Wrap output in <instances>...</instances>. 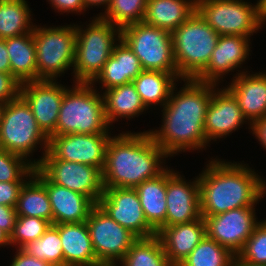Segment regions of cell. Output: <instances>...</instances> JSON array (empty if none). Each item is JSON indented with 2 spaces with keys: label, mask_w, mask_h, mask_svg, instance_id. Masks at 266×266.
<instances>
[{
  "label": "cell",
  "mask_w": 266,
  "mask_h": 266,
  "mask_svg": "<svg viewBox=\"0 0 266 266\" xmlns=\"http://www.w3.org/2000/svg\"><path fill=\"white\" fill-rule=\"evenodd\" d=\"M17 218L15 207L0 204V228L10 236Z\"/></svg>",
  "instance_id": "cell-43"
},
{
  "label": "cell",
  "mask_w": 266,
  "mask_h": 266,
  "mask_svg": "<svg viewBox=\"0 0 266 266\" xmlns=\"http://www.w3.org/2000/svg\"><path fill=\"white\" fill-rule=\"evenodd\" d=\"M37 168L52 183L87 196L94 204L104 192L102 171L98 167L57 159L48 150Z\"/></svg>",
  "instance_id": "cell-12"
},
{
  "label": "cell",
  "mask_w": 266,
  "mask_h": 266,
  "mask_svg": "<svg viewBox=\"0 0 266 266\" xmlns=\"http://www.w3.org/2000/svg\"><path fill=\"white\" fill-rule=\"evenodd\" d=\"M111 135L75 133L51 136L48 150L57 159L91 165L103 171Z\"/></svg>",
  "instance_id": "cell-15"
},
{
  "label": "cell",
  "mask_w": 266,
  "mask_h": 266,
  "mask_svg": "<svg viewBox=\"0 0 266 266\" xmlns=\"http://www.w3.org/2000/svg\"><path fill=\"white\" fill-rule=\"evenodd\" d=\"M226 88L234 95L250 125L266 116V71L238 73Z\"/></svg>",
  "instance_id": "cell-21"
},
{
  "label": "cell",
  "mask_w": 266,
  "mask_h": 266,
  "mask_svg": "<svg viewBox=\"0 0 266 266\" xmlns=\"http://www.w3.org/2000/svg\"><path fill=\"white\" fill-rule=\"evenodd\" d=\"M34 171L28 160L0 148V182L27 181Z\"/></svg>",
  "instance_id": "cell-37"
},
{
  "label": "cell",
  "mask_w": 266,
  "mask_h": 266,
  "mask_svg": "<svg viewBox=\"0 0 266 266\" xmlns=\"http://www.w3.org/2000/svg\"><path fill=\"white\" fill-rule=\"evenodd\" d=\"M34 175L45 185L53 214V225L86 222L95 205L87 196L52 183L37 167Z\"/></svg>",
  "instance_id": "cell-20"
},
{
  "label": "cell",
  "mask_w": 266,
  "mask_h": 266,
  "mask_svg": "<svg viewBox=\"0 0 266 266\" xmlns=\"http://www.w3.org/2000/svg\"><path fill=\"white\" fill-rule=\"evenodd\" d=\"M11 74L22 84L37 81L36 46L33 32L5 39Z\"/></svg>",
  "instance_id": "cell-28"
},
{
  "label": "cell",
  "mask_w": 266,
  "mask_h": 266,
  "mask_svg": "<svg viewBox=\"0 0 266 266\" xmlns=\"http://www.w3.org/2000/svg\"><path fill=\"white\" fill-rule=\"evenodd\" d=\"M73 83L62 98L56 135L111 133L102 93L91 83Z\"/></svg>",
  "instance_id": "cell-4"
},
{
  "label": "cell",
  "mask_w": 266,
  "mask_h": 266,
  "mask_svg": "<svg viewBox=\"0 0 266 266\" xmlns=\"http://www.w3.org/2000/svg\"><path fill=\"white\" fill-rule=\"evenodd\" d=\"M172 266L160 238H138L117 266Z\"/></svg>",
  "instance_id": "cell-32"
},
{
  "label": "cell",
  "mask_w": 266,
  "mask_h": 266,
  "mask_svg": "<svg viewBox=\"0 0 266 266\" xmlns=\"http://www.w3.org/2000/svg\"><path fill=\"white\" fill-rule=\"evenodd\" d=\"M234 266H266V264H253L241 261L237 256H235Z\"/></svg>",
  "instance_id": "cell-48"
},
{
  "label": "cell",
  "mask_w": 266,
  "mask_h": 266,
  "mask_svg": "<svg viewBox=\"0 0 266 266\" xmlns=\"http://www.w3.org/2000/svg\"><path fill=\"white\" fill-rule=\"evenodd\" d=\"M148 0H110L106 11L100 17L113 25L123 28L132 23L143 22Z\"/></svg>",
  "instance_id": "cell-34"
},
{
  "label": "cell",
  "mask_w": 266,
  "mask_h": 266,
  "mask_svg": "<svg viewBox=\"0 0 266 266\" xmlns=\"http://www.w3.org/2000/svg\"><path fill=\"white\" fill-rule=\"evenodd\" d=\"M218 86L213 83L211 102L205 116L204 133L208 143L220 138L225 139L240 129L244 123L248 124V129H251L234 95L226 87L218 88Z\"/></svg>",
  "instance_id": "cell-18"
},
{
  "label": "cell",
  "mask_w": 266,
  "mask_h": 266,
  "mask_svg": "<svg viewBox=\"0 0 266 266\" xmlns=\"http://www.w3.org/2000/svg\"><path fill=\"white\" fill-rule=\"evenodd\" d=\"M168 157L148 130L112 135L102 171L103 187L135 188L161 174Z\"/></svg>",
  "instance_id": "cell-3"
},
{
  "label": "cell",
  "mask_w": 266,
  "mask_h": 266,
  "mask_svg": "<svg viewBox=\"0 0 266 266\" xmlns=\"http://www.w3.org/2000/svg\"><path fill=\"white\" fill-rule=\"evenodd\" d=\"M206 163L198 175L202 217L255 206L266 195L265 178L248 164L219 158Z\"/></svg>",
  "instance_id": "cell-2"
},
{
  "label": "cell",
  "mask_w": 266,
  "mask_h": 266,
  "mask_svg": "<svg viewBox=\"0 0 266 266\" xmlns=\"http://www.w3.org/2000/svg\"><path fill=\"white\" fill-rule=\"evenodd\" d=\"M26 181L0 182V204L16 207L20 190Z\"/></svg>",
  "instance_id": "cell-40"
},
{
  "label": "cell",
  "mask_w": 266,
  "mask_h": 266,
  "mask_svg": "<svg viewBox=\"0 0 266 266\" xmlns=\"http://www.w3.org/2000/svg\"><path fill=\"white\" fill-rule=\"evenodd\" d=\"M173 55L182 79H195L208 65L219 35L195 12L172 32Z\"/></svg>",
  "instance_id": "cell-7"
},
{
  "label": "cell",
  "mask_w": 266,
  "mask_h": 266,
  "mask_svg": "<svg viewBox=\"0 0 266 266\" xmlns=\"http://www.w3.org/2000/svg\"><path fill=\"white\" fill-rule=\"evenodd\" d=\"M102 93L105 117L112 128L115 121L118 122L121 118L130 120L148 110L132 82L104 90Z\"/></svg>",
  "instance_id": "cell-26"
},
{
  "label": "cell",
  "mask_w": 266,
  "mask_h": 266,
  "mask_svg": "<svg viewBox=\"0 0 266 266\" xmlns=\"http://www.w3.org/2000/svg\"><path fill=\"white\" fill-rule=\"evenodd\" d=\"M51 4L52 9L57 10L60 14L67 13H83L86 10L83 0H47ZM62 12V13H61Z\"/></svg>",
  "instance_id": "cell-41"
},
{
  "label": "cell",
  "mask_w": 266,
  "mask_h": 266,
  "mask_svg": "<svg viewBox=\"0 0 266 266\" xmlns=\"http://www.w3.org/2000/svg\"><path fill=\"white\" fill-rule=\"evenodd\" d=\"M17 216L42 218L53 225L52 207L45 185L33 174L20 190Z\"/></svg>",
  "instance_id": "cell-30"
},
{
  "label": "cell",
  "mask_w": 266,
  "mask_h": 266,
  "mask_svg": "<svg viewBox=\"0 0 266 266\" xmlns=\"http://www.w3.org/2000/svg\"><path fill=\"white\" fill-rule=\"evenodd\" d=\"M147 222L158 232L166 227V169L134 188Z\"/></svg>",
  "instance_id": "cell-27"
},
{
  "label": "cell",
  "mask_w": 266,
  "mask_h": 266,
  "mask_svg": "<svg viewBox=\"0 0 266 266\" xmlns=\"http://www.w3.org/2000/svg\"><path fill=\"white\" fill-rule=\"evenodd\" d=\"M26 0H0V38L33 32L32 12Z\"/></svg>",
  "instance_id": "cell-31"
},
{
  "label": "cell",
  "mask_w": 266,
  "mask_h": 266,
  "mask_svg": "<svg viewBox=\"0 0 266 266\" xmlns=\"http://www.w3.org/2000/svg\"><path fill=\"white\" fill-rule=\"evenodd\" d=\"M255 209V206L240 207L218 215L203 217L206 236L236 256L259 222Z\"/></svg>",
  "instance_id": "cell-13"
},
{
  "label": "cell",
  "mask_w": 266,
  "mask_h": 266,
  "mask_svg": "<svg viewBox=\"0 0 266 266\" xmlns=\"http://www.w3.org/2000/svg\"><path fill=\"white\" fill-rule=\"evenodd\" d=\"M39 144L43 155L37 161L30 159ZM0 148L25 158L34 167L40 164L48 151L49 138L38 127L31 107L21 95L4 105L0 124Z\"/></svg>",
  "instance_id": "cell-6"
},
{
  "label": "cell",
  "mask_w": 266,
  "mask_h": 266,
  "mask_svg": "<svg viewBox=\"0 0 266 266\" xmlns=\"http://www.w3.org/2000/svg\"><path fill=\"white\" fill-rule=\"evenodd\" d=\"M250 40L249 37L244 36H219L207 67L195 80L218 85L229 72H235L234 70L238 68H241L237 70L239 73L246 72L247 70H242L244 68L242 65L251 55Z\"/></svg>",
  "instance_id": "cell-19"
},
{
  "label": "cell",
  "mask_w": 266,
  "mask_h": 266,
  "mask_svg": "<svg viewBox=\"0 0 266 266\" xmlns=\"http://www.w3.org/2000/svg\"><path fill=\"white\" fill-rule=\"evenodd\" d=\"M58 231L64 253V266H101L93 250L86 222L53 225Z\"/></svg>",
  "instance_id": "cell-24"
},
{
  "label": "cell",
  "mask_w": 266,
  "mask_h": 266,
  "mask_svg": "<svg viewBox=\"0 0 266 266\" xmlns=\"http://www.w3.org/2000/svg\"><path fill=\"white\" fill-rule=\"evenodd\" d=\"M250 133L255 136L259 144L266 150V116L251 124Z\"/></svg>",
  "instance_id": "cell-44"
},
{
  "label": "cell",
  "mask_w": 266,
  "mask_h": 266,
  "mask_svg": "<svg viewBox=\"0 0 266 266\" xmlns=\"http://www.w3.org/2000/svg\"><path fill=\"white\" fill-rule=\"evenodd\" d=\"M94 253L101 266H117L138 239L113 220L98 204L86 220Z\"/></svg>",
  "instance_id": "cell-11"
},
{
  "label": "cell",
  "mask_w": 266,
  "mask_h": 266,
  "mask_svg": "<svg viewBox=\"0 0 266 266\" xmlns=\"http://www.w3.org/2000/svg\"><path fill=\"white\" fill-rule=\"evenodd\" d=\"M236 256L243 262L266 264V219L258 222L243 249Z\"/></svg>",
  "instance_id": "cell-38"
},
{
  "label": "cell",
  "mask_w": 266,
  "mask_h": 266,
  "mask_svg": "<svg viewBox=\"0 0 266 266\" xmlns=\"http://www.w3.org/2000/svg\"><path fill=\"white\" fill-rule=\"evenodd\" d=\"M52 225L42 218L17 216L12 234L9 236L10 246L21 249L30 241L40 238Z\"/></svg>",
  "instance_id": "cell-36"
},
{
  "label": "cell",
  "mask_w": 266,
  "mask_h": 266,
  "mask_svg": "<svg viewBox=\"0 0 266 266\" xmlns=\"http://www.w3.org/2000/svg\"><path fill=\"white\" fill-rule=\"evenodd\" d=\"M4 105H5V104H1V103H0V124H1V122H2V118H3Z\"/></svg>",
  "instance_id": "cell-50"
},
{
  "label": "cell",
  "mask_w": 266,
  "mask_h": 266,
  "mask_svg": "<svg viewBox=\"0 0 266 266\" xmlns=\"http://www.w3.org/2000/svg\"><path fill=\"white\" fill-rule=\"evenodd\" d=\"M261 6V9L266 14V0H258Z\"/></svg>",
  "instance_id": "cell-49"
},
{
  "label": "cell",
  "mask_w": 266,
  "mask_h": 266,
  "mask_svg": "<svg viewBox=\"0 0 266 266\" xmlns=\"http://www.w3.org/2000/svg\"><path fill=\"white\" fill-rule=\"evenodd\" d=\"M21 249L53 266H64V253L59 231L53 225L40 238L28 242Z\"/></svg>",
  "instance_id": "cell-35"
},
{
  "label": "cell",
  "mask_w": 266,
  "mask_h": 266,
  "mask_svg": "<svg viewBox=\"0 0 266 266\" xmlns=\"http://www.w3.org/2000/svg\"><path fill=\"white\" fill-rule=\"evenodd\" d=\"M180 81L174 74L162 71L143 70L133 81L137 93L149 109L159 105L161 109L170 98L176 82Z\"/></svg>",
  "instance_id": "cell-29"
},
{
  "label": "cell",
  "mask_w": 266,
  "mask_h": 266,
  "mask_svg": "<svg viewBox=\"0 0 266 266\" xmlns=\"http://www.w3.org/2000/svg\"><path fill=\"white\" fill-rule=\"evenodd\" d=\"M157 236L172 266H178L206 236V224L201 216L193 222L162 227Z\"/></svg>",
  "instance_id": "cell-22"
},
{
  "label": "cell",
  "mask_w": 266,
  "mask_h": 266,
  "mask_svg": "<svg viewBox=\"0 0 266 266\" xmlns=\"http://www.w3.org/2000/svg\"><path fill=\"white\" fill-rule=\"evenodd\" d=\"M182 81L183 87L178 90L177 84L174 86L161 111V128L149 129L154 142L170 158L189 150L206 149L210 144L205 137L204 125L213 93V83L195 79Z\"/></svg>",
  "instance_id": "cell-1"
},
{
  "label": "cell",
  "mask_w": 266,
  "mask_h": 266,
  "mask_svg": "<svg viewBox=\"0 0 266 266\" xmlns=\"http://www.w3.org/2000/svg\"><path fill=\"white\" fill-rule=\"evenodd\" d=\"M38 80H58L72 70L75 60V24L64 26H34Z\"/></svg>",
  "instance_id": "cell-9"
},
{
  "label": "cell",
  "mask_w": 266,
  "mask_h": 266,
  "mask_svg": "<svg viewBox=\"0 0 266 266\" xmlns=\"http://www.w3.org/2000/svg\"><path fill=\"white\" fill-rule=\"evenodd\" d=\"M65 86L56 80L29 81L21 84L20 95L31 107L38 127L50 138L56 136L60 106Z\"/></svg>",
  "instance_id": "cell-16"
},
{
  "label": "cell",
  "mask_w": 266,
  "mask_h": 266,
  "mask_svg": "<svg viewBox=\"0 0 266 266\" xmlns=\"http://www.w3.org/2000/svg\"><path fill=\"white\" fill-rule=\"evenodd\" d=\"M196 12L219 36L249 37L258 33L266 22L259 1L197 0Z\"/></svg>",
  "instance_id": "cell-8"
},
{
  "label": "cell",
  "mask_w": 266,
  "mask_h": 266,
  "mask_svg": "<svg viewBox=\"0 0 266 266\" xmlns=\"http://www.w3.org/2000/svg\"><path fill=\"white\" fill-rule=\"evenodd\" d=\"M10 246L9 236L0 228V247Z\"/></svg>",
  "instance_id": "cell-47"
},
{
  "label": "cell",
  "mask_w": 266,
  "mask_h": 266,
  "mask_svg": "<svg viewBox=\"0 0 266 266\" xmlns=\"http://www.w3.org/2000/svg\"><path fill=\"white\" fill-rule=\"evenodd\" d=\"M75 29V60L71 74L74 82L90 83L120 41L121 28L95 16L86 27L76 24Z\"/></svg>",
  "instance_id": "cell-5"
},
{
  "label": "cell",
  "mask_w": 266,
  "mask_h": 266,
  "mask_svg": "<svg viewBox=\"0 0 266 266\" xmlns=\"http://www.w3.org/2000/svg\"><path fill=\"white\" fill-rule=\"evenodd\" d=\"M0 72L11 73V65L8 57L5 39L0 38Z\"/></svg>",
  "instance_id": "cell-45"
},
{
  "label": "cell",
  "mask_w": 266,
  "mask_h": 266,
  "mask_svg": "<svg viewBox=\"0 0 266 266\" xmlns=\"http://www.w3.org/2000/svg\"><path fill=\"white\" fill-rule=\"evenodd\" d=\"M21 83L11 74L0 72V103L6 104L20 95Z\"/></svg>",
  "instance_id": "cell-39"
},
{
  "label": "cell",
  "mask_w": 266,
  "mask_h": 266,
  "mask_svg": "<svg viewBox=\"0 0 266 266\" xmlns=\"http://www.w3.org/2000/svg\"><path fill=\"white\" fill-rule=\"evenodd\" d=\"M83 3L85 5V8L88 10V8H92L94 7H105L103 11H106V8L108 7L110 0H83Z\"/></svg>",
  "instance_id": "cell-46"
},
{
  "label": "cell",
  "mask_w": 266,
  "mask_h": 266,
  "mask_svg": "<svg viewBox=\"0 0 266 266\" xmlns=\"http://www.w3.org/2000/svg\"><path fill=\"white\" fill-rule=\"evenodd\" d=\"M184 177L179 171L166 168V226L201 217L198 176L189 182Z\"/></svg>",
  "instance_id": "cell-17"
},
{
  "label": "cell",
  "mask_w": 266,
  "mask_h": 266,
  "mask_svg": "<svg viewBox=\"0 0 266 266\" xmlns=\"http://www.w3.org/2000/svg\"><path fill=\"white\" fill-rule=\"evenodd\" d=\"M197 0H148L143 22L173 32L196 12Z\"/></svg>",
  "instance_id": "cell-25"
},
{
  "label": "cell",
  "mask_w": 266,
  "mask_h": 266,
  "mask_svg": "<svg viewBox=\"0 0 266 266\" xmlns=\"http://www.w3.org/2000/svg\"><path fill=\"white\" fill-rule=\"evenodd\" d=\"M235 255L215 240H203L178 266H234Z\"/></svg>",
  "instance_id": "cell-33"
},
{
  "label": "cell",
  "mask_w": 266,
  "mask_h": 266,
  "mask_svg": "<svg viewBox=\"0 0 266 266\" xmlns=\"http://www.w3.org/2000/svg\"><path fill=\"white\" fill-rule=\"evenodd\" d=\"M139 58L133 53L129 46L122 40L114 46L112 54L104 64L102 70L90 82L93 86L101 83L102 89L108 90L123 84L132 82L141 72Z\"/></svg>",
  "instance_id": "cell-23"
},
{
  "label": "cell",
  "mask_w": 266,
  "mask_h": 266,
  "mask_svg": "<svg viewBox=\"0 0 266 266\" xmlns=\"http://www.w3.org/2000/svg\"><path fill=\"white\" fill-rule=\"evenodd\" d=\"M97 204L137 238L157 235V231L145 218L138 193L134 188H104Z\"/></svg>",
  "instance_id": "cell-14"
},
{
  "label": "cell",
  "mask_w": 266,
  "mask_h": 266,
  "mask_svg": "<svg viewBox=\"0 0 266 266\" xmlns=\"http://www.w3.org/2000/svg\"><path fill=\"white\" fill-rule=\"evenodd\" d=\"M9 266H53L51 263L40 260L27 254L22 249H16L15 255Z\"/></svg>",
  "instance_id": "cell-42"
},
{
  "label": "cell",
  "mask_w": 266,
  "mask_h": 266,
  "mask_svg": "<svg viewBox=\"0 0 266 266\" xmlns=\"http://www.w3.org/2000/svg\"><path fill=\"white\" fill-rule=\"evenodd\" d=\"M121 39L139 58L143 70L172 73L182 82L174 60L171 32L138 22L121 28Z\"/></svg>",
  "instance_id": "cell-10"
}]
</instances>
